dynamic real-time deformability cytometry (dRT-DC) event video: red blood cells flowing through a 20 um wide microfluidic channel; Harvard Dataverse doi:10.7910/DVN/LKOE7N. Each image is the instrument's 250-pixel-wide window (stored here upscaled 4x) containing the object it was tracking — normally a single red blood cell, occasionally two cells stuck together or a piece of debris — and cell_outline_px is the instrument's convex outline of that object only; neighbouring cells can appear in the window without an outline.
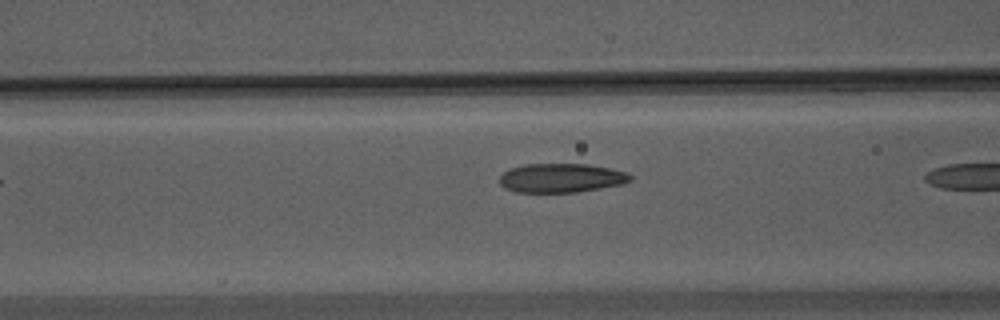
{"species": "Egyptian fruit bat (a non-hibernating species)", "species_latin": "Rousettus aegyptiacus", "temperature_condition": "warm", "stored_images_in_passage": 9, "camera_frame_rate_fps": 3000, "um_per_image_px": 0.085, "animal": {"sex": "male"}, "frame": {"image": 1, "passage_image": 8, "time_ms": 2.333, "image_size_px": [1000, 320], "cell_outline_px": [[632, 180], [624, 184], [576, 192], [516, 192], [504, 188], [500, 184], [500, 176], [504, 172], [512, 168], [524, 164], [588, 164], [628, 172], [632, 176]], "centroid_in_image_um": [47.72, 15.13], "position_along_channel_um": 118.9, "area_um2": 22.14}}